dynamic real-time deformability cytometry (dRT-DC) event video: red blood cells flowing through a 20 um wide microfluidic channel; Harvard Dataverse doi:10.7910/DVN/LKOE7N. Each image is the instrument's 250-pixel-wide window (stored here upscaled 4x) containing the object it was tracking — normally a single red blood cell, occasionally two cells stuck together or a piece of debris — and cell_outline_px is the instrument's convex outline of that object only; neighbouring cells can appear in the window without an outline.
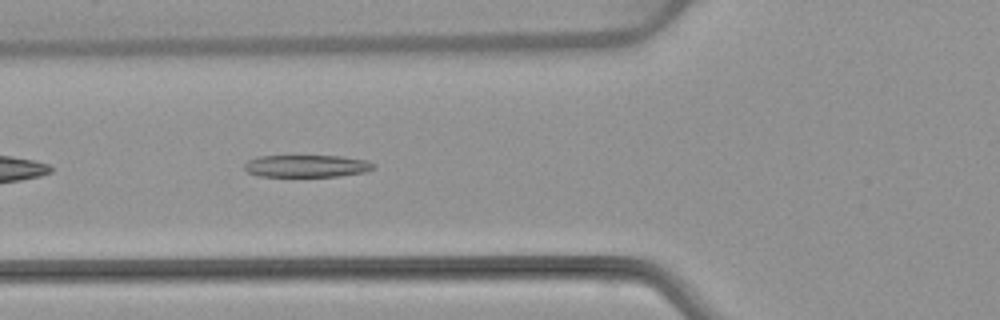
{"species": "common noctule bat (a hibernating species)", "species_latin": "Nyctalus noctula", "temperature_condition": "warm", "stored_images_in_passage": 39, "camera_frame_rate_fps": 3000, "um_per_image_px": 0.085, "animal": {"sex": "female", "body_mass_g": 22.7, "forearm_length_mm": 54.2}, "frame": {"image": 1, "passage_image": 5, "time_ms": 1.333, "image_size_px": [1000, 320], "cell_outline_px": [[376, 168], [364, 172], [340, 176], [260, 176], [248, 172], [244, 168], [244, 164], [248, 160], [260, 156], [344, 156], [368, 160], [376, 164]], "centroid_in_image_um": [26.13, 14.1], "position_along_channel_um": 99.7, "area_um2": 16.82}}
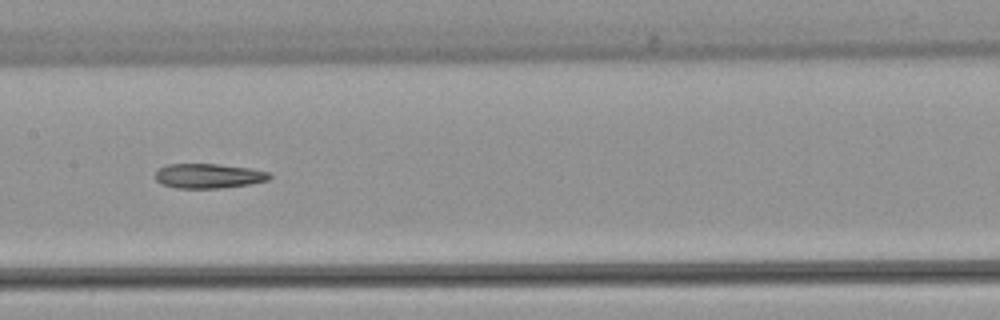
{"frame": {"image": 2, "passage_image": 12, "time_ms": 3.667, "image_size_px": [1000, 320], "cell_outline_px": [[272, 176], [268, 180], [248, 184], [220, 188], [176, 188], [160, 184], [156, 180], [156, 172], [160, 168], [168, 164], [216, 164], [248, 168], [268, 172]], "centroid_in_image_um": [17.69, 14.96], "position_along_channel_um": 189.7, "area_um2": 16.24}}
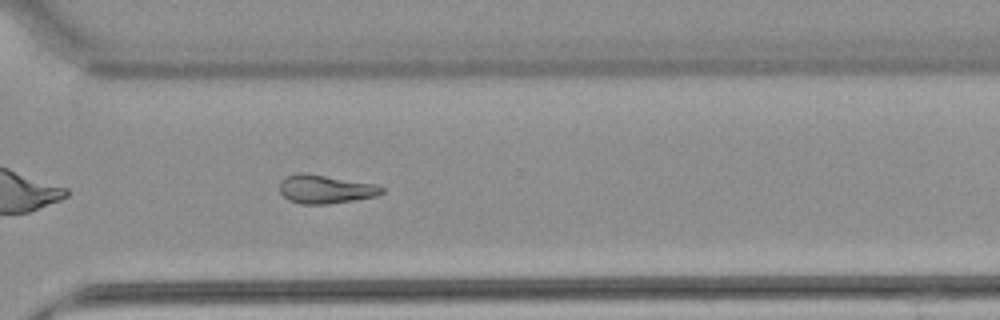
{"frame": {"image": 3, "passage_image": 24, "time_ms": 7.667, "image_size_px": [1000, 320], "cell_outline_px": [[384, 192], [376, 196], [328, 204], [300, 204], [288, 200], [280, 192], [280, 180], [284, 176], [300, 172], [304, 172], [380, 184], [384, 188]], "centroid_in_image_um": [27.66, 16.06], "position_along_channel_um": 342.9, "area_um2": 17.34}}